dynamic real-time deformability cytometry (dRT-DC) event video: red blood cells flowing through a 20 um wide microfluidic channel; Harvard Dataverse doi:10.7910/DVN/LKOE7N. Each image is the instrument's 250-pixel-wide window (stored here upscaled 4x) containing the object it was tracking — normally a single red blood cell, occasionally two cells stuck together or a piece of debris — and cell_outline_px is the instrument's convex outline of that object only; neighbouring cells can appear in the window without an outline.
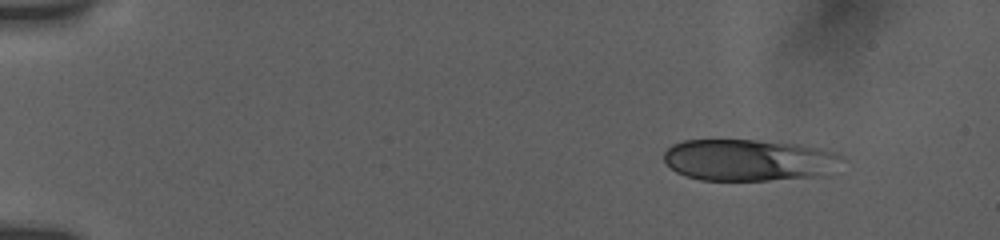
{"species": "human", "species_latin": "Homo sapiens", "temperature_condition": "room temperature", "stored_images_in_passage": 48, "camera_frame_rate_fps": 3000, "um_per_image_px": 0.085, "donor": {"sex": "female"}, "frame": {"image": 1, "passage_image": 1, "time_ms": 0.0, "image_size_px": [1000, 240], "cell_outline_px": [[840, 156], [824, 176], [768, 180], [700, 180], [684, 176], [676, 172], [664, 160], [664, 152], [672, 144], [684, 140], [756, 140], [800, 144], [836, 152]], "centroid_in_image_um": [63.56, 13.6], "position_along_channel_um": 21.4, "area_um2": 42.89}}
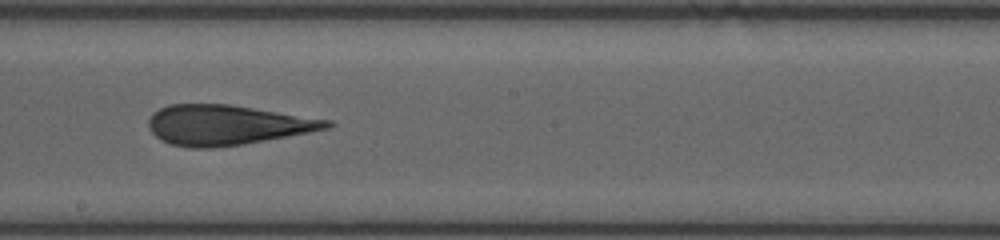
{"frame": {"image": 2, "passage_image": 26, "time_ms": 8.333, "image_size_px": [1000, 240], "cell_outline_px": [[336, 124], [328, 128], [308, 132], [244, 144], [212, 148], [188, 148], [168, 144], [160, 140], [148, 128], [148, 120], [152, 112], [168, 104], [228, 104], [332, 120]], "centroid_in_image_um": [19.24, 10.62], "position_along_channel_um": 229.0, "area_um2": 41.62}}
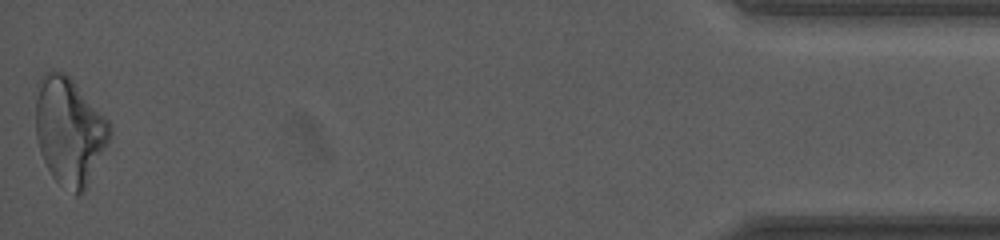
{"frame": {"image": 3, "passage_image": 48, "time_ms": 15.667, "image_size_px": [1000, 240], "cell_outline_px": [[112, 132], [84, 192], [76, 196], [60, 184], [52, 176], [40, 152], [36, 140], [36, 84], [40, 76], [48, 68], [52, 68], [64, 72], [72, 80], [112, 124]], "centroid_in_image_um": [5.86, 11.09], "position_along_channel_um": 429.3, "area_um2": 46.41}, "authors_computed_cell_mechanics": {"area_um2": 42.7142, "velocity_mm_per_s": 3.8436, "shape_relaxation_time_tau1_ms": null, "shape_relaxation_time_tau2_ms": 2.7076, "deformation_change_tau1": null, "deformation_change_tau2": 0.1031}}